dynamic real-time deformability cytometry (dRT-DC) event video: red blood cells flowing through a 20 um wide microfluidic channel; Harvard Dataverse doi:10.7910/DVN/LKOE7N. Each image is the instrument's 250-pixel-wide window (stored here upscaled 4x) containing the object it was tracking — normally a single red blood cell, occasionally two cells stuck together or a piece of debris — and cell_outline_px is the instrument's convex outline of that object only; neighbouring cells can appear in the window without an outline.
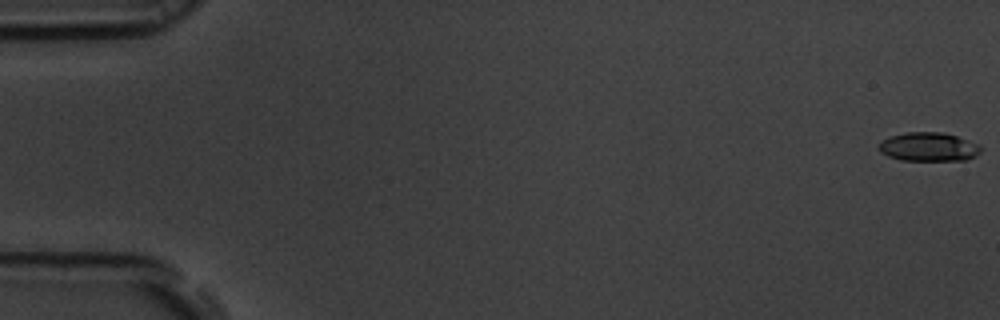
{"species": "common noctule bat (a hibernating species)", "species_latin": "Nyctalus noctula", "temperature_condition": "room temperature", "stored_images_in_passage": 56, "camera_frame_rate_fps": 3000, "um_per_image_px": 0.085, "animal": {"sex": "male", "body_mass_g": 19.5, "forearm_length_mm": 54.6}, "frame": {"image": 1, "passage_image": 1, "time_ms": 0.0, "image_size_px": [1000, 320], "cell_outline_px": [[980, 152], [976, 156], [968, 160], [900, 160], [888, 156], [880, 152], [880, 144], [888, 136], [904, 132], [944, 132], [956, 136], [976, 144], [980, 148]], "centroid_in_image_um": [78.91, 12.48], "position_along_channel_um": 6.1, "area_um2": 16.99}}
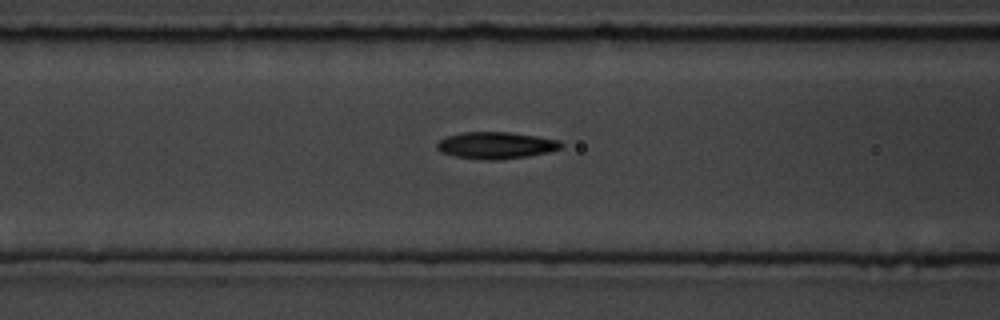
{"frame": {"image": 2, "passage_image": 23, "time_ms": 7.333, "image_size_px": [1000, 320], "cell_outline_px": [[564, 144], [560, 148], [548, 152], [528, 156], [500, 160], [484, 160], [456, 156], [444, 152], [436, 148], [436, 144], [440, 140], [448, 136], [464, 132], [508, 132], [536, 136], [560, 140]], "centroid_in_image_um": [42.19, 12.35], "position_along_channel_um": 124.4, "area_um2": 19.25}}
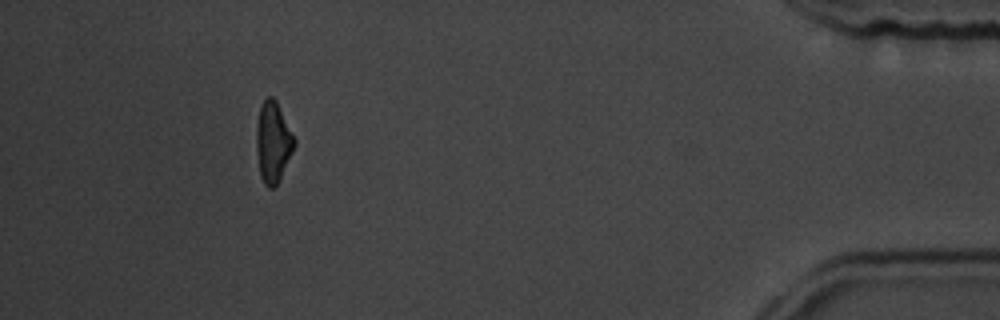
{"frame": {"image": 3, "passage_image": 51, "time_ms": 16.667, "image_size_px": [1000, 320], "cell_outline_px": [[296, 144], [280, 180], [272, 188], [268, 188], [264, 184], [260, 176], [256, 148], [256, 124], [260, 108], [264, 100], [268, 96], [272, 96], [276, 100], [296, 140]], "centroid_in_image_um": [23.2, 12.09], "position_along_channel_um": 412.0, "area_um2": 17.92}, "authors_computed_cell_mechanics": {"area_um2": 18.2937, "velocity_mm_per_s": 3.7344, "shape_relaxation_time_tau1_ms": 3.238, "shape_relaxation_time_tau2_ms": 3.3901, "deformation_change_tau1": 0.1457, "deformation_change_tau2": 0.1127}}